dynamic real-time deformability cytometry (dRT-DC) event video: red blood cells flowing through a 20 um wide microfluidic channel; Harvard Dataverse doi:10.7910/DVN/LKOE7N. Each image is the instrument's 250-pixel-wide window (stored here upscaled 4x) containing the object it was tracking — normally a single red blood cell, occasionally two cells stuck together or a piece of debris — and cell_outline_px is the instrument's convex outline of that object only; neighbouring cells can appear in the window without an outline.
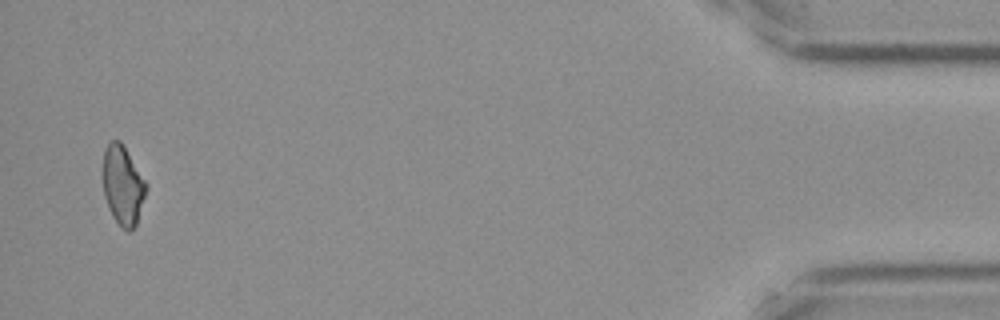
{"species": "Egyptian fruit bat (a non-hibernating species)", "species_latin": "Rousettus aegyptiacus", "temperature_condition": "cold", "stored_images_in_passage": 15, "camera_frame_rate_fps": 3000, "um_per_image_px": 0.085, "frame": {"image": 1, "passage_image": 15, "time_ms": 4.667, "image_size_px": [1000, 320], "cell_outline_px": [[144, 196], [136, 224], [128, 232], [120, 228], [112, 216], [104, 196], [100, 176], [100, 172], [104, 148], [112, 140], [120, 140], [144, 180]], "centroid_in_image_um": [10.34, 15.74], "position_along_channel_um": 424.9, "area_um2": 19.94}}